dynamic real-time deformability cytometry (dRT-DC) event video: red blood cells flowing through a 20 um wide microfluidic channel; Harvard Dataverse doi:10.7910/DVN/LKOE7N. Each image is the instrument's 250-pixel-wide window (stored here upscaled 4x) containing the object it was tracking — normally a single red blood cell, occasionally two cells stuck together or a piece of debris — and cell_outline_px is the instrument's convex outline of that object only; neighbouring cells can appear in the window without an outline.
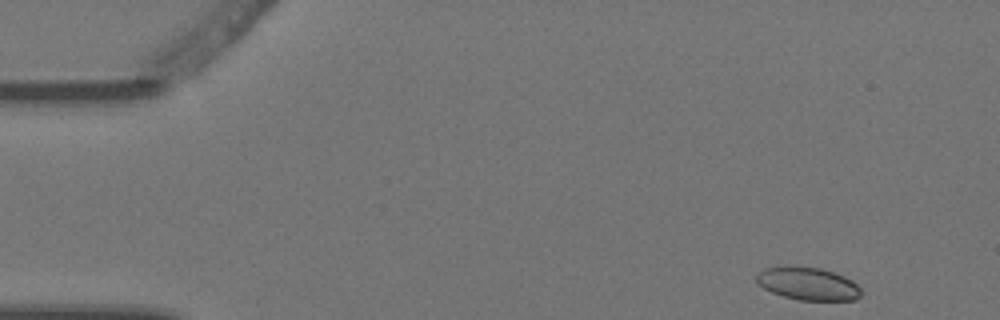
{"species": "Egyptian fruit bat (a non-hibernating species)", "species_latin": "Rousettus aegyptiacus", "temperature_condition": "warm", "stored_images_in_passage": 5, "camera_frame_rate_fps": 3000, "um_per_image_px": 0.085, "animal": {"sex": "female"}, "frame": {"image": 1, "passage_image": 1, "time_ms": 0.0, "image_size_px": [1000, 320], "cell_outline_px": [[860, 296], [856, 300], [800, 300], [784, 296], [772, 292], [764, 288], [756, 280], [756, 276], [764, 268], [796, 264], [820, 268], [844, 276], [852, 280], [860, 288]], "centroid_in_image_um": [68.67, 24.09], "position_along_channel_um": 16.3, "area_um2": 20.11}}
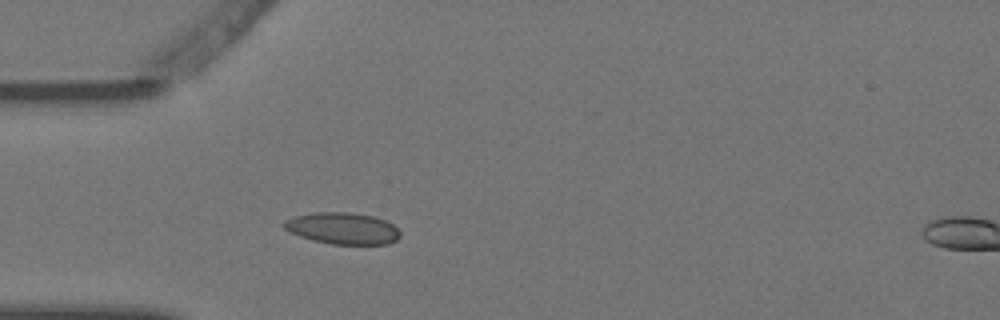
{"frame": {"image": 2, "passage_image": 4, "time_ms": 1.0, "image_size_px": [1000, 320], "cell_outline_px": [[400, 236], [396, 240], [388, 244], [332, 244], [312, 240], [288, 232], [280, 224], [284, 220], [296, 216], [316, 212], [352, 212], [372, 216], [384, 220], [392, 224], [400, 232]], "centroid_in_image_um": [29.09, 19.41], "position_along_channel_um": 55.9, "area_um2": 21.44}}